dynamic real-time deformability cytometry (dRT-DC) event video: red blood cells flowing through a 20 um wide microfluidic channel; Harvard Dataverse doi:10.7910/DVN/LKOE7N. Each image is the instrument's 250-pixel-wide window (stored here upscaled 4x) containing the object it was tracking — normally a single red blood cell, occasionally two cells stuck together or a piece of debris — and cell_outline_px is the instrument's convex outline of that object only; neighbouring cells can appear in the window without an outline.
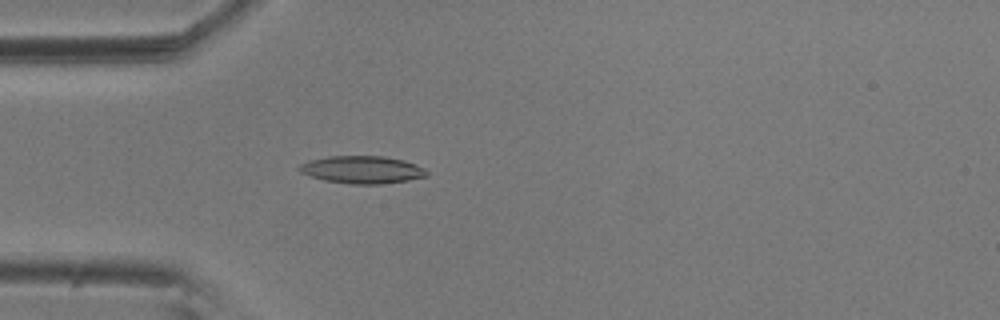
{"species": "common noctule bat (a hibernating species)", "species_latin": "Nyctalus noctula", "temperature_condition": "room temperature", "stored_images_in_passage": 54, "camera_frame_rate_fps": 3000, "um_per_image_px": 0.085, "animal": {"sex": "male", "body_mass_g": 20.5, "forearm_length_mm": 52.5}, "frame": {"image": 1, "passage_image": 14, "time_ms": 4.333, "image_size_px": [1000, 320], "cell_outline_px": [[428, 176], [408, 180], [380, 184], [352, 184], [324, 180], [300, 172], [296, 168], [300, 164], [308, 160], [328, 156], [384, 156], [404, 160], [416, 164], [424, 168], [428, 172]], "centroid_in_image_um": [30.78, 14.41], "position_along_channel_um": 54.2, "area_um2": 20.52}}
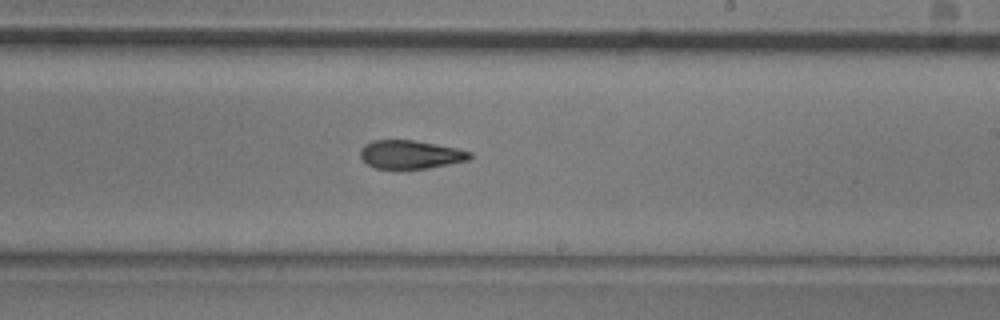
{"frame": {"image": 2, "passage_image": 31, "time_ms": 10.0, "image_size_px": [1000, 320], "cell_outline_px": [[472, 156], [468, 160], [428, 168], [400, 172], [376, 168], [368, 164], [360, 156], [360, 148], [364, 144], [372, 140], [412, 140], [460, 148], [472, 152]], "centroid_in_image_um": [34.87, 13.17], "position_along_channel_um": 254.1, "area_um2": 18.84}}
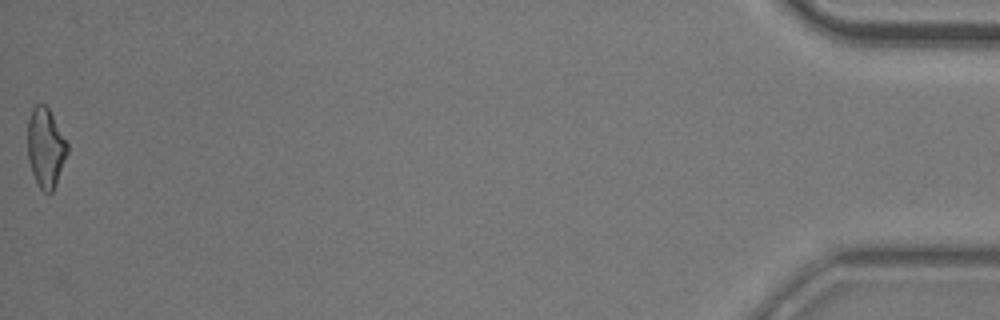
{"frame": {"image": 3, "passage_image": 54, "time_ms": 17.667, "image_size_px": [1000, 320], "cell_outline_px": [[68, 152], [56, 184], [52, 192], [44, 192], [36, 184], [28, 160], [28, 120], [32, 108], [36, 104], [44, 104], [48, 108], [68, 144]], "centroid_in_image_um": [3.87, 12.57], "position_along_channel_um": 431.3, "area_um2": 18.26}, "authors_computed_cell_mechanics": {"area_um2": 18.8428, "velocity_mm_per_s": 3.6135, "shape_relaxation_time_tau1_ms": 6.2511, "shape_relaxation_time_tau2_ms": 3.8668, "deformation_change_tau1": 0.1754, "deformation_change_tau2": 0.123}}